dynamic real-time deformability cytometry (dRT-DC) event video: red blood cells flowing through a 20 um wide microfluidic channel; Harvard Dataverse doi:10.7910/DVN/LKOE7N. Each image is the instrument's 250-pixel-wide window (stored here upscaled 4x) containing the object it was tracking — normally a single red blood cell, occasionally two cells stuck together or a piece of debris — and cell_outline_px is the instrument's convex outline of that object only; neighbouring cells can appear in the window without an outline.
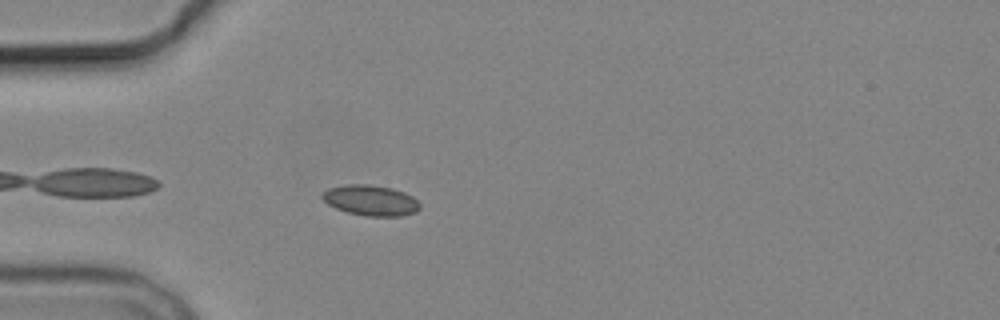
{"species": "common noctule bat (a hibernating species)", "species_latin": "Nyctalus noctula", "temperature_condition": "cold", "stored_images_in_passage": 6, "camera_frame_rate_fps": 3000, "um_per_image_px": 0.085, "animal": {"sex": "male", "body_mass_g": 19.2, "forearm_length_mm": 51.8}, "frame": {"image": 1, "passage_image": 5, "time_ms": 5.0, "image_size_px": [1000, 320], "cell_outline_px": [[420, 208], [416, 212], [400, 216], [364, 216], [348, 212], [336, 208], [328, 204], [320, 196], [328, 188], [348, 184], [368, 184], [392, 188], [404, 192], [412, 196], [420, 204]], "centroid_in_image_um": [31.51, 17.03], "position_along_channel_um": 53.5, "area_um2": 17.34}}